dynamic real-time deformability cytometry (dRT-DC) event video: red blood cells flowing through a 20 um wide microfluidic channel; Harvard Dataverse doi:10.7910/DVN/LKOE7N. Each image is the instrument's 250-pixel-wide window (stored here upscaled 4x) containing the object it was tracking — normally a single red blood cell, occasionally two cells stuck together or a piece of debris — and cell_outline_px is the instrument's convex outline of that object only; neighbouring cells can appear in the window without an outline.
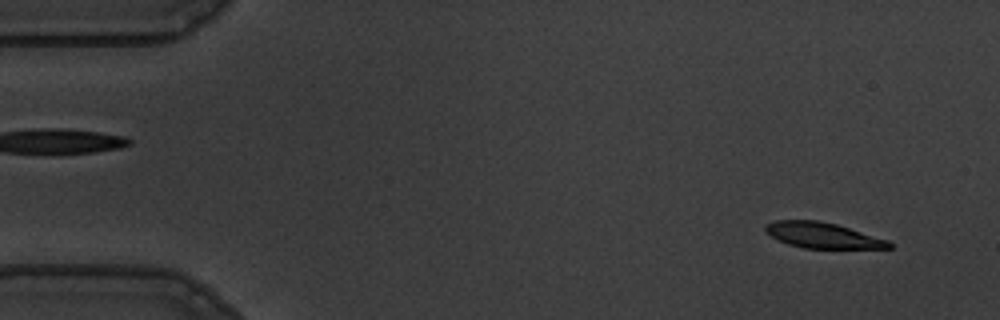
{"species": "common noctule bat (a hibernating species)", "species_latin": "Nyctalus noctula", "temperature_condition": "warm", "stored_images_in_passage": 55, "camera_frame_rate_fps": 3000, "um_per_image_px": 0.085, "animal": {"sex": "male", "body_mass_g": 19.5, "forearm_length_mm": 54.6}, "frame": {"image": 1, "passage_image": 3, "time_ms": 0.667, "image_size_px": [1000, 320], "cell_outline_px": [[892, 248], [804, 248], [788, 244], [764, 232], [764, 224], [776, 220], [820, 220], [836, 224], [888, 240], [892, 244]], "centroid_in_image_um": [69.89, 19.99], "position_along_channel_um": 15.1, "area_um2": 18.38}}
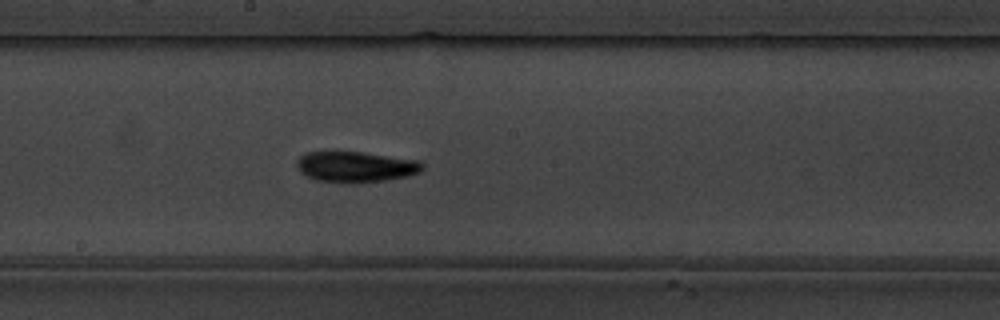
{"frame": {"image": 2, "passage_image": 29, "time_ms": 9.333, "image_size_px": [1000, 320], "cell_outline_px": [[424, 168], [420, 172], [408, 176], [384, 180], [356, 184], [348, 184], [316, 180], [300, 172], [296, 164], [296, 160], [300, 156], [308, 152], [364, 152], [420, 160], [424, 164]], "centroid_in_image_um": [30.26, 14.19], "position_along_channel_um": 217.9, "area_um2": 22.83}}
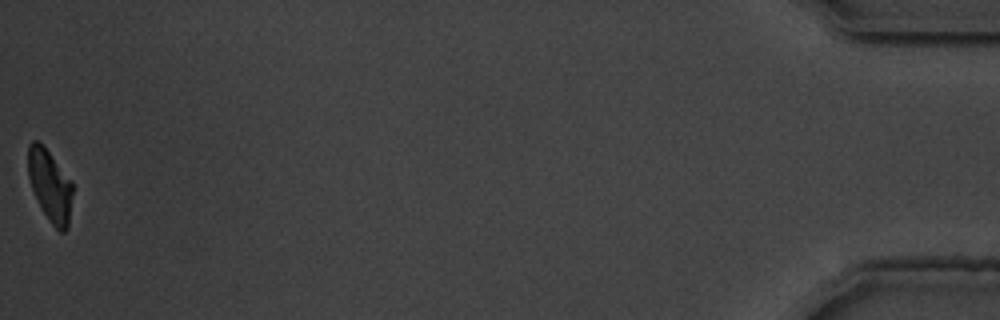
{"frame": {"image": 3, "passage_image": 55, "time_ms": 18.0, "image_size_px": [1000, 320], "cell_outline_px": [[72, 192], [68, 228], [64, 232], [60, 232], [52, 224], [44, 212], [32, 188], [28, 176], [28, 144], [32, 140], [40, 140], [72, 180]], "centroid_in_image_um": [4.25, 15.71], "position_along_channel_um": 430.9, "area_um2": 18.61}, "authors_computed_cell_mechanics": {"area_um2": 21.097, "velocity_mm_per_s": 3.5887, "shape_relaxation_time_tau1_ms": 4.0948, "shape_relaxation_time_tau2_ms": null, "deformation_change_tau1": 0.1852, "deformation_change_tau2": null}}